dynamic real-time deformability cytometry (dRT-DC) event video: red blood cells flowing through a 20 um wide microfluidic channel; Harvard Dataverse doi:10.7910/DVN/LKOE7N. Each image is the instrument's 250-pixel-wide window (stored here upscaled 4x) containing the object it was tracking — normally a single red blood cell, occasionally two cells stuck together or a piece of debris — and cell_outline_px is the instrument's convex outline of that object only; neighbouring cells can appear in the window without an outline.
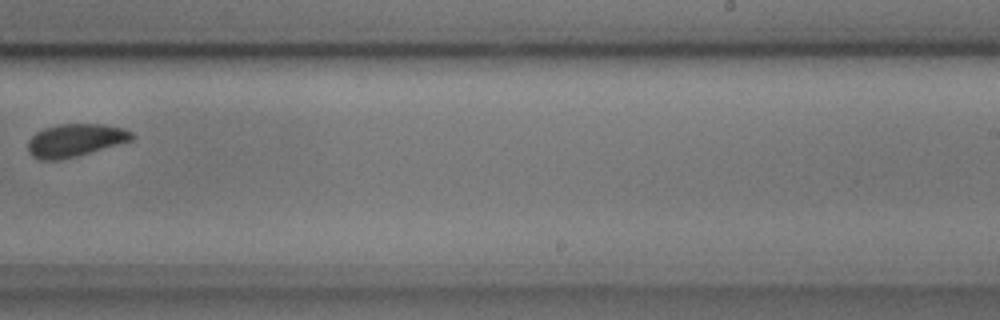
{"species": "common noctule bat (a hibernating species)", "species_latin": "Nyctalus noctula", "temperature_condition": "cold", "stored_images_in_passage": 10, "camera_frame_rate_fps": 3000, "um_per_image_px": 0.085, "animal": {"sex": "male", "body_mass_g": 17.9, "forearm_length_mm": 54.2}, "frame": {"image": 1, "passage_image": 10, "time_ms": 3.0, "image_size_px": [1000, 320], "cell_outline_px": [[136, 136], [132, 140], [76, 156], [60, 160], [40, 160], [32, 156], [28, 152], [28, 140], [36, 132], [44, 128], [60, 124], [104, 124], [124, 128], [132, 132]], "centroid_in_image_um": [6.38, 11.92], "position_along_channel_um": 282.6, "area_um2": 19.88}}